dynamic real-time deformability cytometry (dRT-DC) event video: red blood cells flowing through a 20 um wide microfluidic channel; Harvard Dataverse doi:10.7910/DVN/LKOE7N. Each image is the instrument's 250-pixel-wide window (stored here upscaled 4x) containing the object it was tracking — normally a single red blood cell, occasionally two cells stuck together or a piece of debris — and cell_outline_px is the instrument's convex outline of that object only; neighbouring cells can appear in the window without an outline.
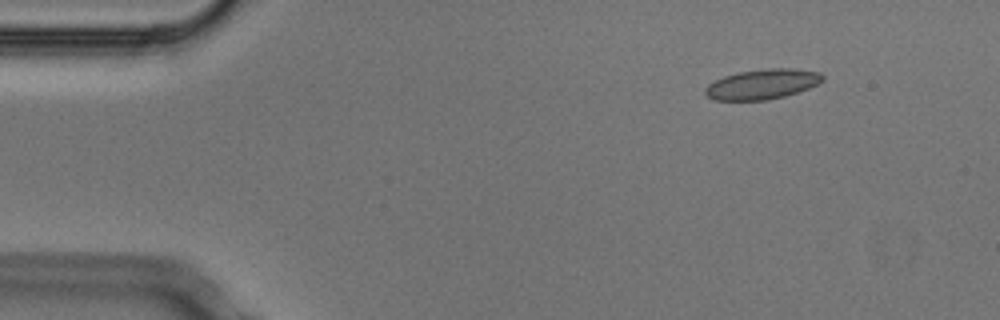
{"species": "Egyptian fruit bat (a non-hibernating species)", "species_latin": "Rousettus aegyptiacus", "temperature_condition": "cold", "stored_images_in_passage": 5, "camera_frame_rate_fps": 3000, "um_per_image_px": 0.085, "animal": {"sex": "male"}, "frame": {"image": 1, "passage_image": 1, "time_ms": 0.0, "image_size_px": [1000, 320], "cell_outline_px": [[824, 80], [808, 88], [784, 96], [768, 100], [716, 100], [708, 96], [704, 92], [704, 88], [708, 84], [724, 76], [740, 72], [768, 68], [792, 68], [820, 72], [824, 76]], "centroid_in_image_um": [64.8, 7.15], "position_along_channel_um": 20.2, "area_um2": 20.4}}
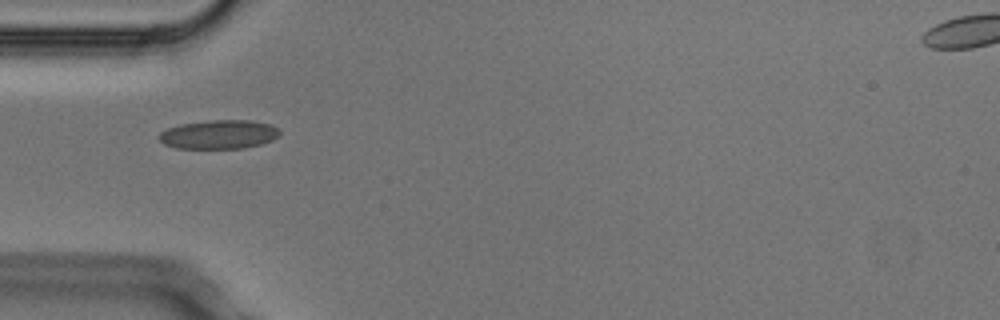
{"frame": {"image": 2, "passage_image": 4, "time_ms": 1.0, "image_size_px": [1000, 320], "cell_outline_px": [[280, 136], [272, 140], [260, 144], [244, 148], [176, 148], [164, 144], [156, 136], [160, 132], [168, 128], [180, 124], [208, 120], [252, 120], [272, 124], [280, 132]], "centroid_in_image_um": [18.6, 11.42], "position_along_channel_um": 66.4, "area_um2": 20.46}}
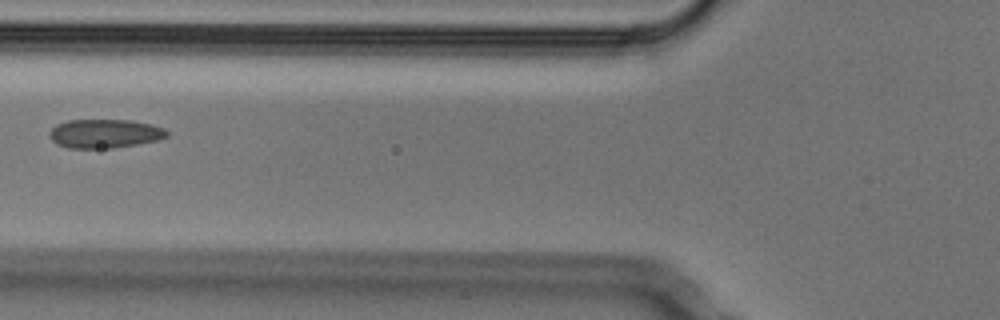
{"frame": {"image": 3, "passage_image": 5, "time_ms": 1.333, "image_size_px": [1000, 320], "cell_outline_px": [[168, 136], [156, 140], [136, 144], [112, 148], [68, 148], [56, 144], [52, 140], [52, 128], [56, 124], [68, 120], [132, 120], [164, 128], [168, 132]], "centroid_in_image_um": [8.9, 11.35], "position_along_channel_um": 116.9, "area_um2": 19.48}}